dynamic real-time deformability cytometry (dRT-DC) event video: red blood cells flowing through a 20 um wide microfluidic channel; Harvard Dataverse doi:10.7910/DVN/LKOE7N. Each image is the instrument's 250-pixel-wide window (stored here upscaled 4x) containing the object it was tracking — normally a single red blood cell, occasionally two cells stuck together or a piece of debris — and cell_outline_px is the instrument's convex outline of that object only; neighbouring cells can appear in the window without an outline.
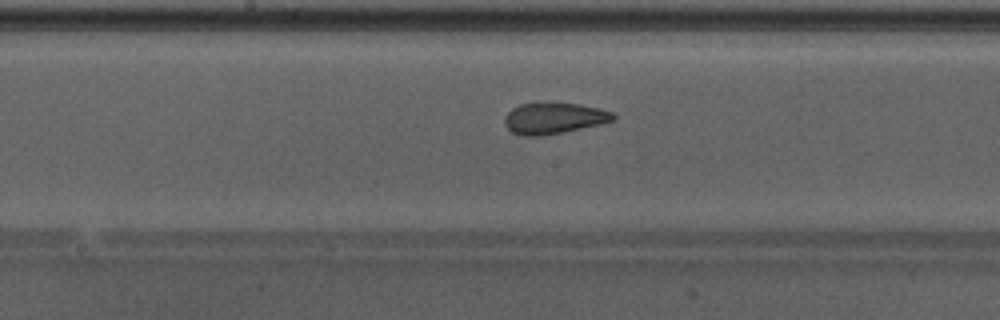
{"species": "Egyptian fruit bat (a non-hibernating species)", "species_latin": "Rousettus aegyptiacus", "temperature_condition": "warm", "stored_images_in_passage": 33, "camera_frame_rate_fps": 3000, "um_per_image_px": 0.085, "animal": {"sex": "male"}, "frame": {"image": 1, "passage_image": 10, "time_ms": 3.0, "image_size_px": [1000, 320], "cell_outline_px": [[616, 120], [600, 124], [564, 132], [540, 136], [524, 136], [512, 132], [504, 124], [504, 116], [512, 108], [520, 104], [580, 104], [600, 108], [612, 112], [616, 116]], "centroid_in_image_um": [47.09, 10.07], "position_along_channel_um": 201.1, "area_um2": 19.54}, "authors_computed_cell_mechanics": {"area_um2": 20.6346, "velocity_mm_per_s": 4.3032, "shape_relaxation_time_tau1_ms": null, "shape_relaxation_time_tau2_ms": 0.7765, "deformation_change_tau1": null, "deformation_change_tau2": 0.0459}}